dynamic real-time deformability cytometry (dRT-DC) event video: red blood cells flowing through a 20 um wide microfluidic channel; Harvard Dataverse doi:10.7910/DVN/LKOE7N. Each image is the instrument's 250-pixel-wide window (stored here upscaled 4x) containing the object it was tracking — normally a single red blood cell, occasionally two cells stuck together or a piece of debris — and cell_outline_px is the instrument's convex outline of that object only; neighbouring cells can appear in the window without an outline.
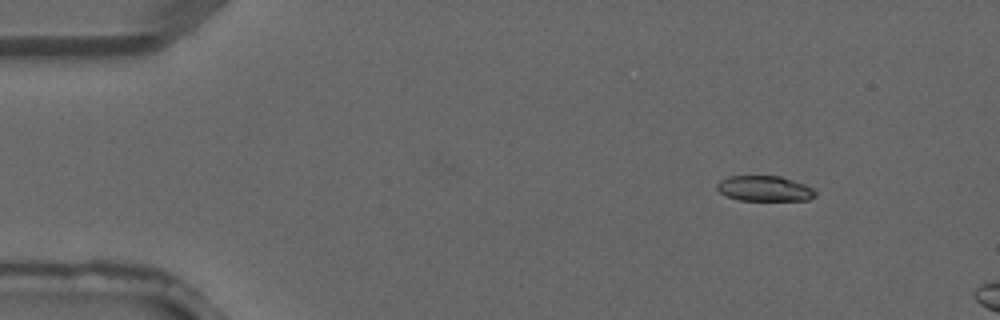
{"species": "common noctule bat (a hibernating species)", "species_latin": "Nyctalus noctula", "temperature_condition": "warm", "stored_images_in_passage": 2, "camera_frame_rate_fps": 3000, "um_per_image_px": 0.085, "animal": {"sex": "male", "forearm_length_mm": 52.5}, "frame": {"image": 1, "passage_image": 1, "time_ms": 0.0, "image_size_px": [1000, 320], "cell_outline_px": [[816, 196], [808, 200], [740, 200], [728, 196], [720, 192], [716, 188], [716, 184], [720, 180], [728, 176], [780, 176], [804, 184], [812, 188], [816, 192]], "centroid_in_image_um": [64.98, 16.02], "position_along_channel_um": 20.0, "area_um2": 14.45}}